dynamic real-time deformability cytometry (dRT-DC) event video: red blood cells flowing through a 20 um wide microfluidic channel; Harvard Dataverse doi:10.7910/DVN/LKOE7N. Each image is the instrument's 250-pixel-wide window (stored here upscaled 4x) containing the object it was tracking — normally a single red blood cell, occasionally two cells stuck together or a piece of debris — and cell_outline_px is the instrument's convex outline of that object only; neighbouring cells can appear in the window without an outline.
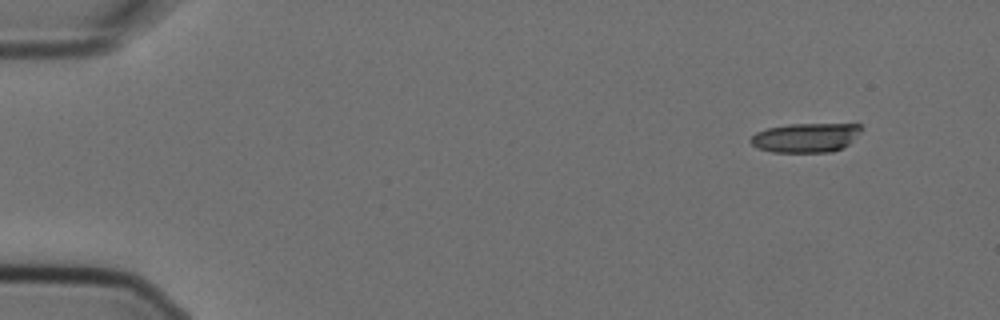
{"species": "Egyptian fruit bat (a non-hibernating species)", "species_latin": "Rousettus aegyptiacus", "temperature_condition": "cold", "stored_images_in_passage": 8, "camera_frame_rate_fps": 3000, "um_per_image_px": 0.085, "animal": {"sex": "female"}, "frame": {"image": 1, "passage_image": 1, "time_ms": 0.0, "image_size_px": [1000, 320], "cell_outline_px": [[860, 132], [848, 144], [832, 152], [772, 152], [760, 148], [752, 144], [748, 140], [756, 132], [768, 128], [788, 124], [860, 124]], "centroid_in_image_um": [68.46, 11.7], "position_along_channel_um": 16.5, "area_um2": 18.67}}
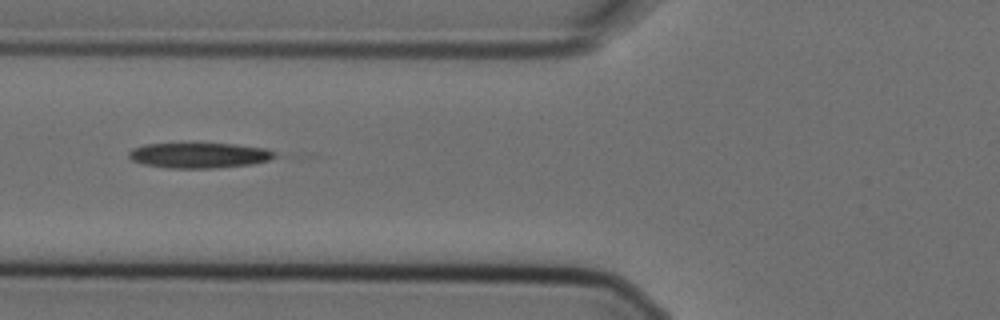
{"frame": {"image": 2, "passage_image": 6, "time_ms": 1.667, "image_size_px": [1000, 320], "cell_outline_px": [[280, 156], [268, 160], [252, 164], [220, 168], [168, 168], [144, 164], [132, 160], [128, 156], [128, 152], [132, 148], [144, 144], [232, 144], [264, 148]], "centroid_in_image_um": [16.92, 13.21], "position_along_channel_um": 108.9, "area_um2": 21.44}}
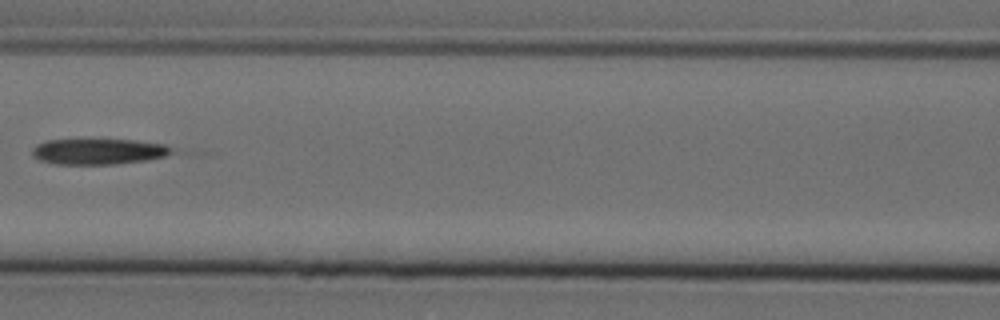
{"frame": {"image": 3, "passage_image": 7, "time_ms": 2.0, "image_size_px": [1000, 320], "cell_outline_px": [[176, 152], [164, 156], [148, 160], [116, 164], [56, 164], [40, 160], [32, 156], [32, 148], [36, 144], [44, 140], [132, 140], [164, 144], [176, 148]], "centroid_in_image_um": [8.4, 12.88], "position_along_channel_um": 158.2, "area_um2": 21.1}}